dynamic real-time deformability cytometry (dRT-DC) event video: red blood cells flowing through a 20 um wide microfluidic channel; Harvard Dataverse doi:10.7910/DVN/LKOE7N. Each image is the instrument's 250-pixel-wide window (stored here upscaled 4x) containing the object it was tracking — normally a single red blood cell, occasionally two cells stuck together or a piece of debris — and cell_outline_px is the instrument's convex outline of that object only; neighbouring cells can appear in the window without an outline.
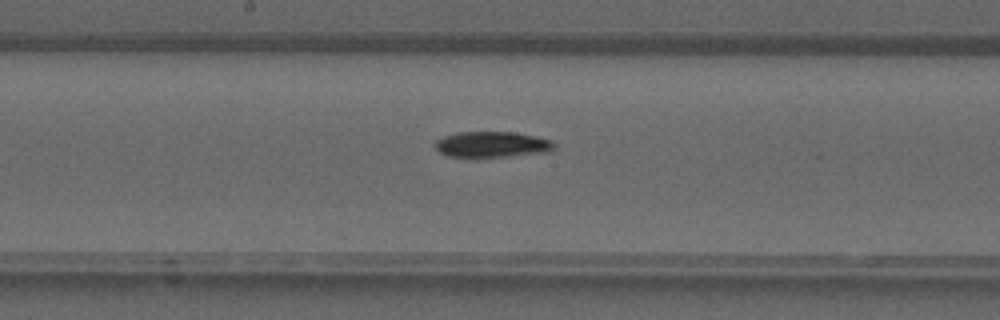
{"species": "common noctule bat (a hibernating species)", "species_latin": "Nyctalus noctula", "temperature_condition": "warm", "stored_images_in_passage": 33, "camera_frame_rate_fps": 3000, "um_per_image_px": 0.085, "animal": {"sex": "male", "forearm_length_mm": 52.5}, "frame": {"image": 1, "passage_image": 18, "time_ms": 5.667, "image_size_px": [1000, 320], "cell_outline_px": [[556, 144], [552, 152], [508, 156], [448, 156], [440, 152], [432, 144], [436, 140], [444, 136], [460, 132], [516, 132], [536, 136], [552, 140]], "centroid_in_image_um": [41.87, 12.27], "position_along_channel_um": 206.3, "area_um2": 17.92}}
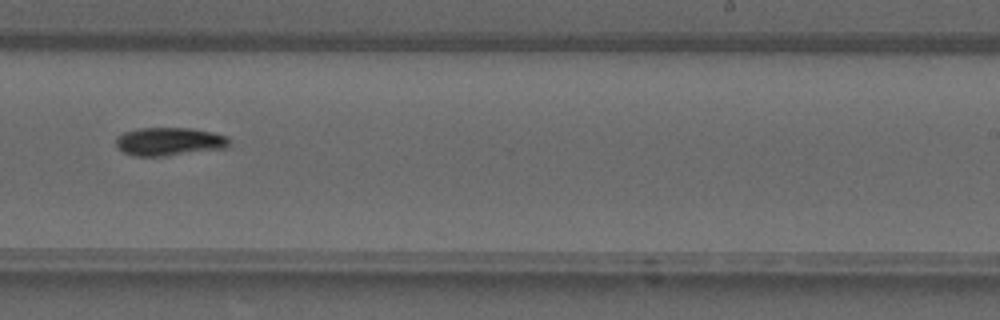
{"frame": {"image": 2, "passage_image": 22, "time_ms": 7.0, "image_size_px": [1000, 320], "cell_outline_px": [[228, 148], [164, 156], [132, 156], [116, 148], [116, 140], [124, 132], [136, 128], [192, 128], [212, 132], [228, 136]], "centroid_in_image_um": [14.38, 12.03], "position_along_channel_um": 274.6, "area_um2": 18.73}}
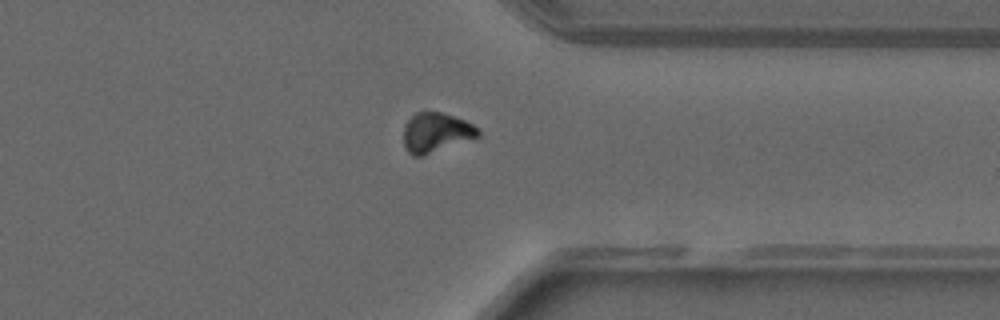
{"frame": {"image": 3, "passage_image": 28, "time_ms": 9.0, "image_size_px": [1000, 320], "cell_outline_px": [[480, 136], [420, 156], [412, 156], [404, 148], [404, 124], [416, 112], [440, 112], [464, 120], [480, 128]], "centroid_in_image_um": [37.05, 11.26], "position_along_channel_um": 374.4, "area_um2": 16.99}}